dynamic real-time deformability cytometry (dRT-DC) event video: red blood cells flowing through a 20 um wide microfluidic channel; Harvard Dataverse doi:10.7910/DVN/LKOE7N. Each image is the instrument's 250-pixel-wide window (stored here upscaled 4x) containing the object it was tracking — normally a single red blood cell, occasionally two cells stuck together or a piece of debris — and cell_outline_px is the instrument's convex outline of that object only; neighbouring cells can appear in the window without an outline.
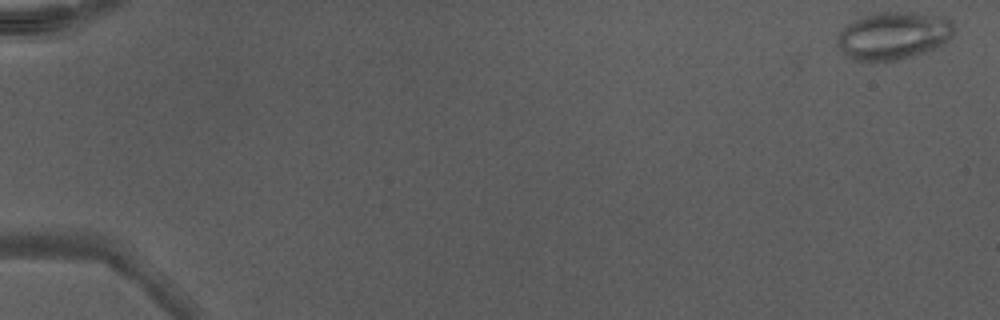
{"species": "Egyptian fruit bat (a non-hibernating species)", "species_latin": "Rousettus aegyptiacus", "temperature_condition": "warm", "stored_images_in_passage": 49, "camera_frame_rate_fps": 3000, "um_per_image_px": 0.085, "animal": {"sex": "male"}, "frame": {"image": 1, "passage_image": 1, "time_ms": 0.0, "image_size_px": [1000, 320], "cell_outline_px": [[956, 28], [952, 36], [944, 44], [936, 48], [924, 52], [896, 60], [852, 60], [836, 44], [836, 36], [852, 20], [876, 12], [920, 12], [944, 16]], "centroid_in_image_um": [75.96, 3.0], "position_along_channel_um": 9.0, "area_um2": 32.48}}
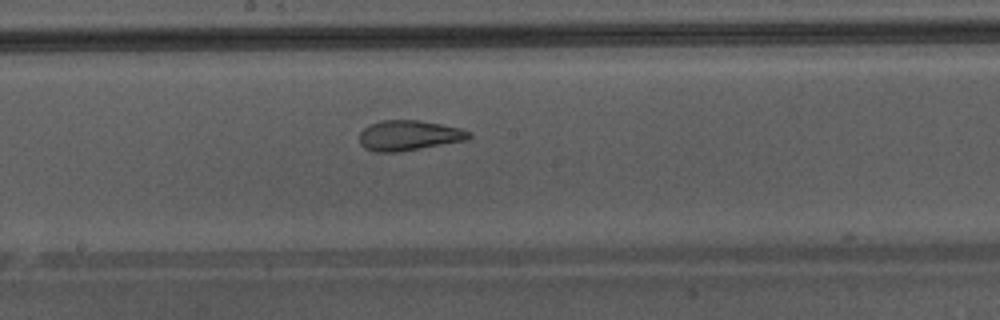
{"frame": {"image": 2, "passage_image": 28, "time_ms": 9.0, "image_size_px": [1000, 320], "cell_outline_px": [[472, 136], [468, 140], [396, 152], [376, 152], [364, 148], [360, 144], [360, 132], [368, 124], [380, 120], [420, 120], [460, 128], [472, 132]], "centroid_in_image_um": [34.75, 11.5], "position_along_channel_um": 213.4, "area_um2": 19.36}}
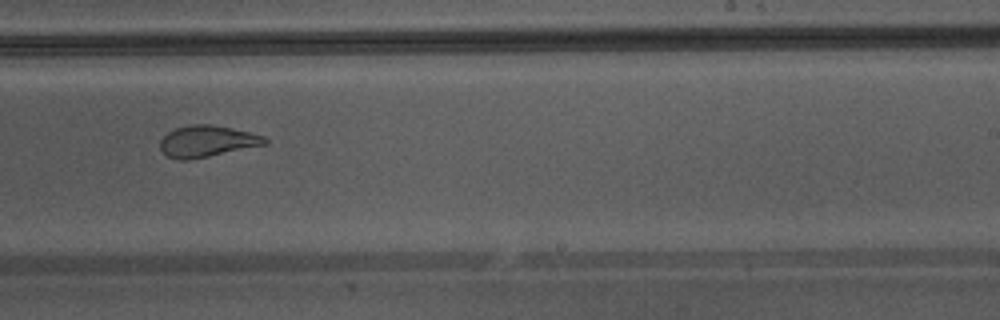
{"frame": {"image": 3, "passage_image": 32, "time_ms": 10.333, "image_size_px": [1000, 320], "cell_outline_px": [[268, 144], [188, 160], [176, 160], [168, 156], [160, 148], [160, 140], [168, 132], [176, 128], [192, 124], [212, 124], [232, 128], [264, 136], [268, 140]], "centroid_in_image_um": [17.6, 12.0], "position_along_channel_um": 271.4, "area_um2": 19.07}, "authors_computed_cell_mechanics": {"area_um2": 24.565, "velocity_mm_per_s": 4.3616, "shape_relaxation_time_tau1_ms": null, "shape_relaxation_time_tau2_ms": 1.4018, "deformation_change_tau1": null, "deformation_change_tau2": 0.0622}}